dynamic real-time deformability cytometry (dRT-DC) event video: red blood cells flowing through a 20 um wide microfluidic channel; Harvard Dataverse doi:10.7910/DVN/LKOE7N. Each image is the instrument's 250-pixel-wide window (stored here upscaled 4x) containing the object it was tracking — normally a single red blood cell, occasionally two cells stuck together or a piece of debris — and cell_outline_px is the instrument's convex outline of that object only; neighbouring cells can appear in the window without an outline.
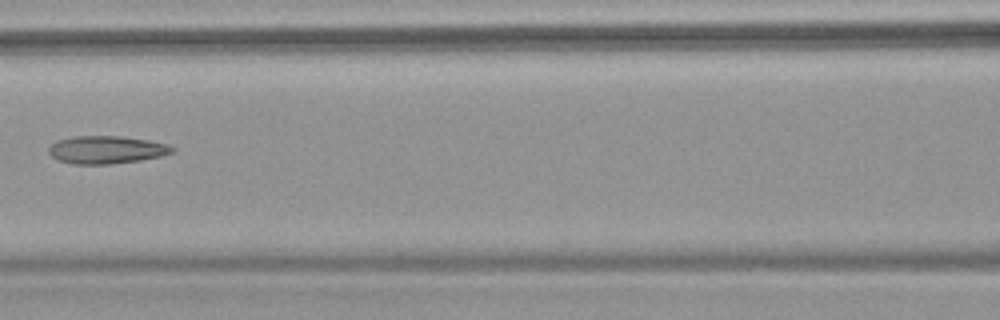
{"species": "common noctule bat (a hibernating species)", "species_latin": "Nyctalus noctula", "temperature_condition": "warm", "stored_images_in_passage": 4, "camera_frame_rate_fps": 3000, "um_per_image_px": 0.085, "animal": {"sex": "female", "body_mass_g": 18.4}, "frame": {"image": 1, "passage_image": 4, "time_ms": 3.667, "image_size_px": [1000, 320], "cell_outline_px": [[176, 148], [172, 152], [160, 156], [140, 160], [108, 164], [72, 164], [60, 160], [52, 156], [48, 152], [48, 148], [56, 140], [76, 136], [120, 136], [148, 140], [168, 144]], "centroid_in_image_um": [9.04, 12.72], "position_along_channel_um": 157.6, "area_um2": 19.88}}